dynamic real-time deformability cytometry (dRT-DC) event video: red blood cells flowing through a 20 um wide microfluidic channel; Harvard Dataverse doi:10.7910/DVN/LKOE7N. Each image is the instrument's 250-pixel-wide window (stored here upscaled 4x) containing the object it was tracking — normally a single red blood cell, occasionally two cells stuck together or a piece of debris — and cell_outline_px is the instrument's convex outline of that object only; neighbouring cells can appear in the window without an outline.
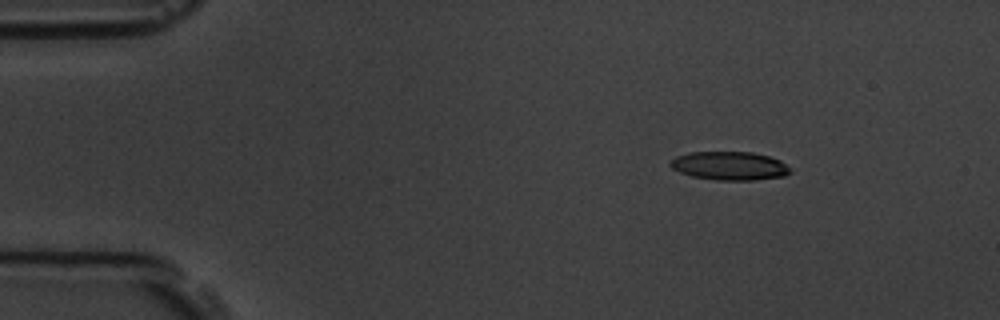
{"species": "common noctule bat (a hibernating species)", "species_latin": "Nyctalus noctula", "temperature_condition": "room temperature", "stored_images_in_passage": 13, "camera_frame_rate_fps": 3000, "um_per_image_px": 0.085, "animal": {"sex": "male", "body_mass_g": 19.5, "forearm_length_mm": 54.6}, "frame": {"image": 1, "passage_image": 1, "time_ms": 0.0, "image_size_px": [1000, 320], "cell_outline_px": [[792, 172], [784, 176], [756, 180], [716, 180], [692, 176], [680, 172], [672, 168], [668, 164], [676, 156], [688, 152], [752, 152], [768, 156], [780, 160], [792, 168]], "centroid_in_image_um": [62.04, 14.09], "position_along_channel_um": 23.0, "area_um2": 20.06}}
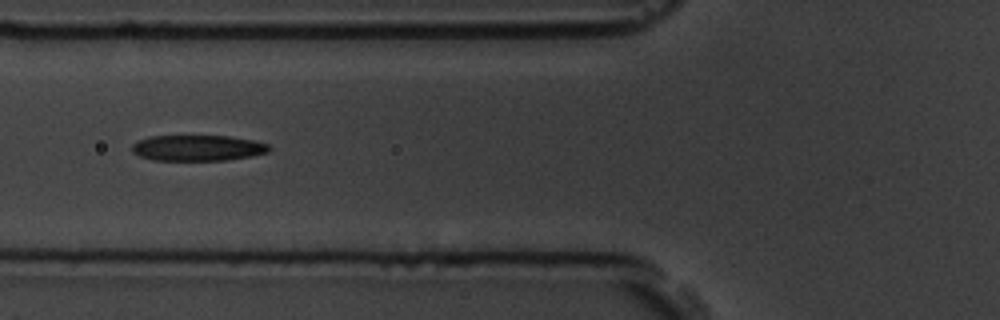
{"frame": {"image": 2, "passage_image": 4, "time_ms": 4.333, "image_size_px": [1000, 320], "cell_outline_px": [[272, 148], [268, 152], [252, 156], [228, 160], [152, 160], [140, 156], [132, 152], [132, 144], [148, 136], [228, 136], [256, 140], [268, 144]], "centroid_in_image_um": [16.84, 12.57], "position_along_channel_um": 109.0, "area_um2": 20.75}}
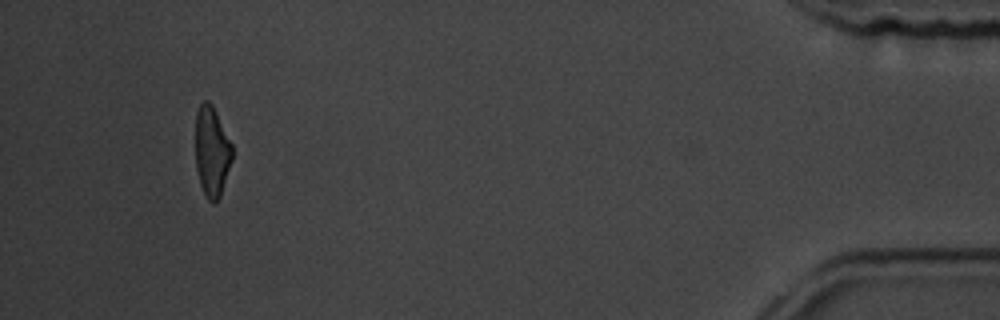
{"frame": {"image": 3, "passage_image": 12, "time_ms": 14.333, "image_size_px": [1000, 320], "cell_outline_px": [[232, 160], [220, 196], [216, 204], [212, 204], [208, 200], [200, 184], [196, 168], [196, 112], [200, 104], [204, 100], [208, 100], [212, 104], [232, 144]], "centroid_in_image_um": [18.0, 12.89], "position_along_channel_um": 417.2, "area_um2": 19.31}, "authors_computed_cell_mechanics": {"area_um2": 21.097, "velocity_mm_per_s": 3.8076, "shape_relaxation_time_tau1_ms": 4.6592, "shape_relaxation_time_tau2_ms": 1.9421, "deformation_change_tau1": 0.196, "deformation_change_tau2": 0.111}}